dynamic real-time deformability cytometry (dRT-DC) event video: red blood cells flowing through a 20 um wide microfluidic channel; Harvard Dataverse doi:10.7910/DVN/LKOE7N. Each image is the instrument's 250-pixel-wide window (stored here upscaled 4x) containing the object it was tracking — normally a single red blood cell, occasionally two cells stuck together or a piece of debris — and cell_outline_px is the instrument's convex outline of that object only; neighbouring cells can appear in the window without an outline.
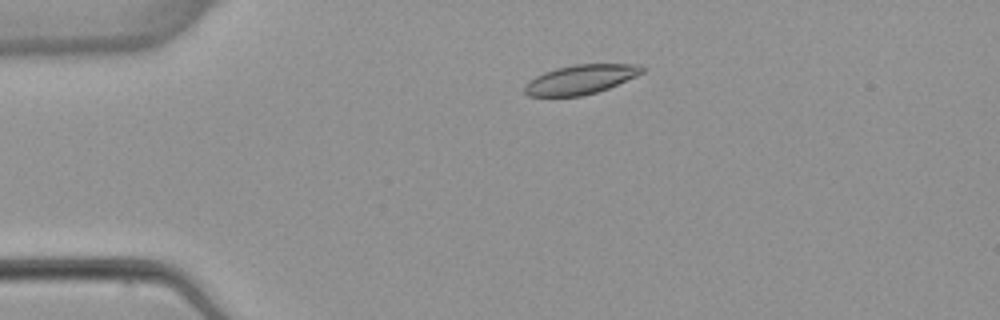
{"species": "common noctule bat (a hibernating species)", "species_latin": "Nyctalus noctula", "temperature_condition": "warm", "stored_images_in_passage": 3, "camera_frame_rate_fps": 3000, "um_per_image_px": 0.085, "animal": {"sex": "female", "body_mass_g": 22.7, "forearm_length_mm": 54.2}, "frame": {"image": 1, "passage_image": 2, "time_ms": 2.0, "image_size_px": [1000, 320], "cell_outline_px": [[644, 72], [636, 76], [608, 88], [596, 92], [580, 96], [528, 96], [524, 92], [524, 84], [528, 80], [544, 72], [556, 68], [572, 64], [640, 64], [644, 68]], "centroid_in_image_um": [49.32, 6.74], "position_along_channel_um": 35.7, "area_um2": 20.11}}